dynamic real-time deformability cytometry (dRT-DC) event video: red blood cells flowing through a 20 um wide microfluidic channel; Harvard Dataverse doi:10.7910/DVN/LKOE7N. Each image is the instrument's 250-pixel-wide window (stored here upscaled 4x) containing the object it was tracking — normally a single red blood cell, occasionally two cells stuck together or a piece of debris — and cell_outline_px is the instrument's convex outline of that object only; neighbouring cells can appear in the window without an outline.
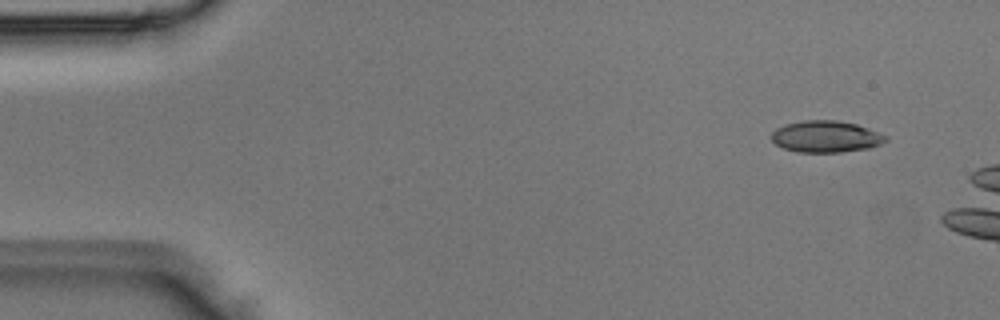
{"species": "Egyptian fruit bat (a non-hibernating species)", "species_latin": "Rousettus aegyptiacus", "temperature_condition": "room temperature", "stored_images_in_passage": 4, "camera_frame_rate_fps": 3000, "um_per_image_px": 0.085, "animal": {"sex": "male"}, "frame": {"image": 1, "passage_image": 1, "time_ms": 0.0, "image_size_px": [1000, 320], "cell_outline_px": [[888, 140], [880, 144], [868, 148], [840, 152], [796, 152], [784, 148], [776, 144], [772, 140], [772, 132], [776, 128], [784, 124], [804, 120], [836, 120], [856, 124], [868, 128], [888, 136]], "centroid_in_image_um": [70.2, 11.6], "position_along_channel_um": 14.8, "area_um2": 21.04}}